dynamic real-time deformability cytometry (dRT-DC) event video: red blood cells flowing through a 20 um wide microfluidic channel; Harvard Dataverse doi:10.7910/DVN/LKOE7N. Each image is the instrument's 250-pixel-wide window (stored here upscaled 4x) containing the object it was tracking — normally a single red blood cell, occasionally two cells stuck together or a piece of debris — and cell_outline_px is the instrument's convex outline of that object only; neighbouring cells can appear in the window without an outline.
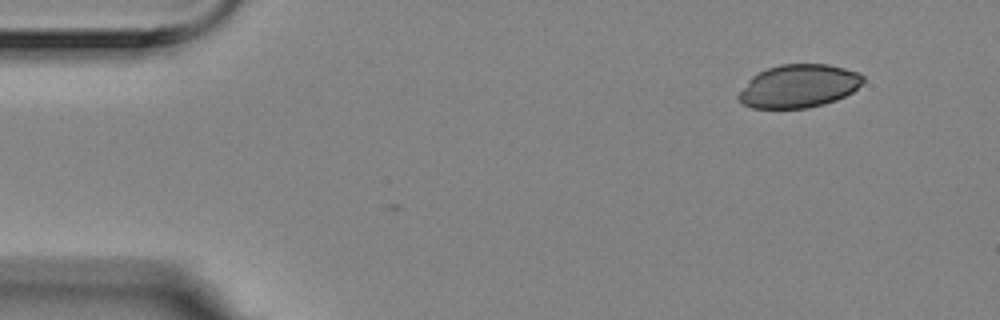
{"species": "Egyptian fruit bat (a non-hibernating species)", "species_latin": "Rousettus aegyptiacus", "temperature_condition": "room temperature", "stored_images_in_passage": 4, "camera_frame_rate_fps": 3000, "um_per_image_px": 0.085, "animal": {"sex": "female"}, "frame": {"image": 1, "passage_image": 1, "time_ms": 0.0, "image_size_px": [1000, 320], "cell_outline_px": [[864, 80], [852, 92], [836, 100], [824, 104], [808, 108], [752, 108], [744, 104], [736, 96], [748, 80], [756, 72], [780, 64], [828, 64], [844, 68], [856, 72], [864, 76]], "centroid_in_image_um": [67.87, 7.31], "position_along_channel_um": 17.1, "area_um2": 31.27}}